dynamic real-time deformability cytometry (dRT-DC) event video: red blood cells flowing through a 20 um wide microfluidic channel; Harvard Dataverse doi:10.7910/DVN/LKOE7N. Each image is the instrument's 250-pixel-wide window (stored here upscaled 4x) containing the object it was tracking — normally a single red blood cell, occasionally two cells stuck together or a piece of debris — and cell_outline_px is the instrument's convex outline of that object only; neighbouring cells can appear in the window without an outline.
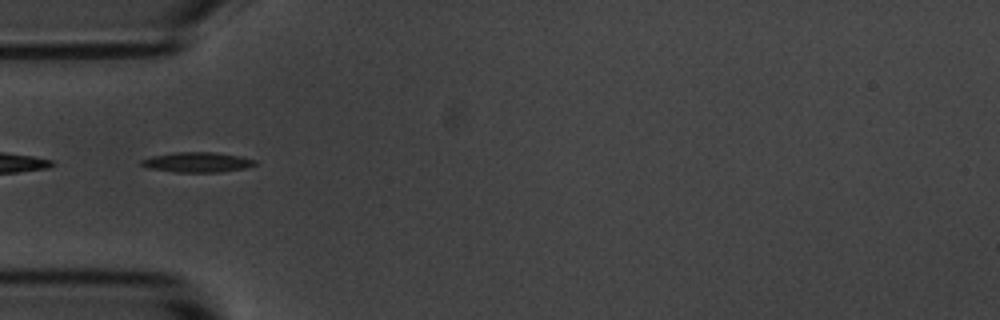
{"species": "common noctule bat (a hibernating species)", "species_latin": "Nyctalus noctula", "temperature_condition": "room temperature", "stored_images_in_passage": 3, "camera_frame_rate_fps": 3000, "um_per_image_px": 0.085, "animal": {"sex": "male", "body_mass_g": 20.1, "forearm_length_mm": 53.5}, "frame": {"image": 1, "passage_image": 2, "time_ms": 1.333, "image_size_px": [1000, 320], "cell_outline_px": [[256, 164], [244, 168], [220, 172], [176, 172], [148, 168], [140, 164], [140, 160], [152, 156], [172, 152], [216, 152], [240, 156], [256, 160]], "centroid_in_image_um": [16.74, 13.78], "position_along_channel_um": 68.3, "area_um2": 13.29}}